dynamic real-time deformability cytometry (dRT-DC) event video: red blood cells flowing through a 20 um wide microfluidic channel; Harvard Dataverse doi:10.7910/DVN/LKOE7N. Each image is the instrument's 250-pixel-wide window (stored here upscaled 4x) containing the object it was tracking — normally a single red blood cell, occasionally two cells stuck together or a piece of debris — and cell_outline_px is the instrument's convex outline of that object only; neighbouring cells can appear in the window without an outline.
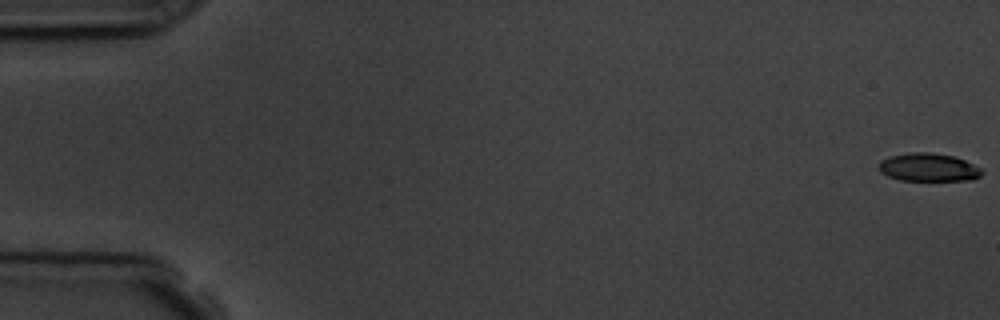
{"species": "common noctule bat (a hibernating species)", "species_latin": "Nyctalus noctula", "temperature_condition": "room temperature", "stored_images_in_passage": 8, "camera_frame_rate_fps": 3000, "um_per_image_px": 0.085, "animal": {"sex": "male", "body_mass_g": 19.5, "forearm_length_mm": 54.6}, "frame": {"image": 1, "passage_image": 1, "time_ms": 0.0, "image_size_px": [1000, 320], "cell_outline_px": [[984, 172], [980, 176], [972, 180], [900, 180], [888, 176], [880, 172], [880, 160], [888, 156], [908, 152], [932, 152], [952, 156], [964, 160], [980, 168]], "centroid_in_image_um": [78.9, 14.21], "position_along_channel_um": 6.1, "area_um2": 16.88}}
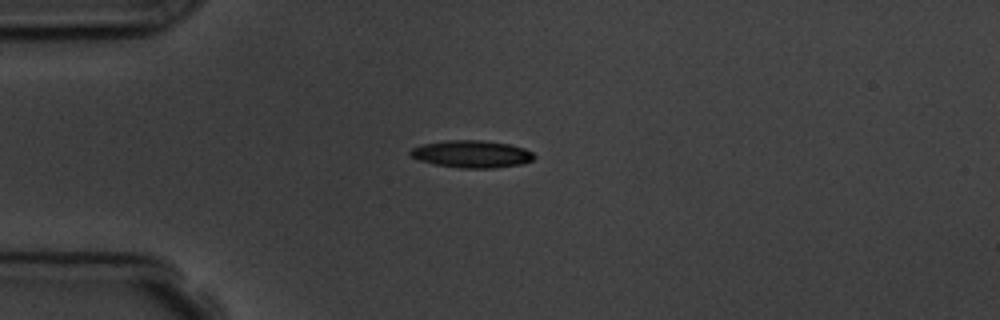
{"frame": {"image": 2, "passage_image": 5, "time_ms": 4.667, "image_size_px": [1000, 320], "cell_outline_px": [[536, 156], [532, 160], [520, 164], [496, 168], [460, 168], [436, 164], [420, 160], [408, 156], [408, 152], [412, 148], [424, 144], [448, 140], [480, 140], [508, 144], [524, 148], [532, 152]], "centroid_in_image_um": [40.08, 13.09], "position_along_channel_um": 44.9, "area_um2": 19.59}}